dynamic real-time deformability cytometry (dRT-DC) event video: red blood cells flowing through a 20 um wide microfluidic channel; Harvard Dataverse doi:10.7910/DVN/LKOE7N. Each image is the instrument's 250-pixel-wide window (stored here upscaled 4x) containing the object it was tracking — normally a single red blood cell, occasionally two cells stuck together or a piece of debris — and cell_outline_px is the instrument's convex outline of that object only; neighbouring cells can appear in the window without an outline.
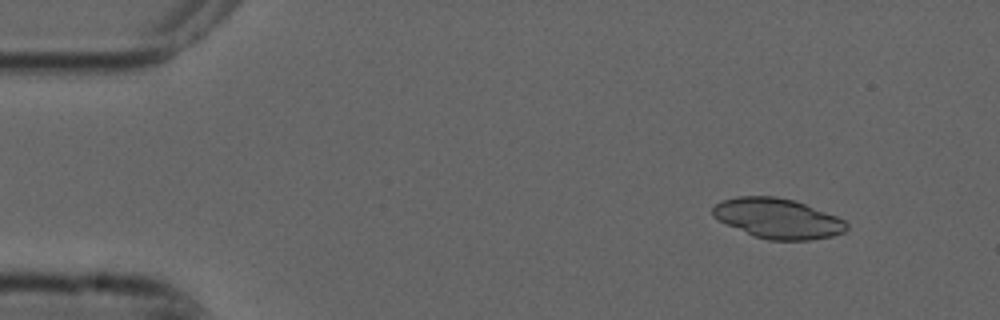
{"species": "common noctule bat (a hibernating species)", "species_latin": "Nyctalus noctula", "temperature_condition": "cold", "stored_images_in_passage": 53, "camera_frame_rate_fps": 3000, "um_per_image_px": 0.085, "animal": {"sex": "male", "forearm_length_mm": 52.5}, "frame": {"image": 1, "passage_image": 5, "time_ms": 1.333, "image_size_px": [1000, 320], "cell_outline_px": [[848, 228], [844, 232], [832, 236], [812, 240], [768, 240], [752, 236], [712, 216], [712, 208], [716, 204], [724, 200], [736, 196], [776, 196], [796, 200], [836, 216], [844, 220], [848, 224]], "centroid_in_image_um": [66.13, 18.56], "position_along_channel_um": 18.9, "area_um2": 31.27}}